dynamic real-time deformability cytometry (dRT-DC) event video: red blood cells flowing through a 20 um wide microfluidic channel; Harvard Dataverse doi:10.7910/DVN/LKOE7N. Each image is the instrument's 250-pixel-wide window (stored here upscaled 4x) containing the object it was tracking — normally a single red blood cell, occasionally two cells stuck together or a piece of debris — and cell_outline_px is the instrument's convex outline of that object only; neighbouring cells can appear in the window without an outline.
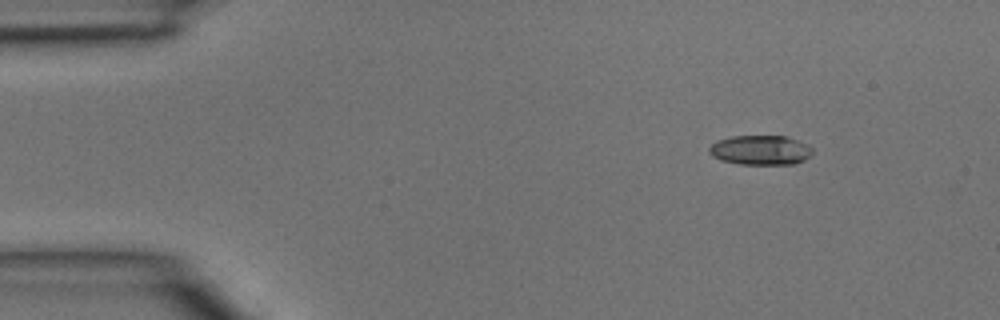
{"species": "common noctule bat (a hibernating species)", "species_latin": "Nyctalus noctula", "temperature_condition": "room temperature", "stored_images_in_passage": 5, "camera_frame_rate_fps": 3000, "um_per_image_px": 0.085, "animal": {"sex": "male", "body_mass_g": 15.6}, "frame": {"image": 1, "passage_image": 5, "time_ms": 1.333, "image_size_px": [1000, 320], "cell_outline_px": [[812, 152], [804, 160], [796, 164], [740, 164], [720, 160], [712, 156], [708, 152], [708, 148], [716, 140], [732, 136], [784, 136], [808, 144], [812, 148]], "centroid_in_image_um": [64.61, 12.76], "position_along_channel_um": 20.4, "area_um2": 17.86}}